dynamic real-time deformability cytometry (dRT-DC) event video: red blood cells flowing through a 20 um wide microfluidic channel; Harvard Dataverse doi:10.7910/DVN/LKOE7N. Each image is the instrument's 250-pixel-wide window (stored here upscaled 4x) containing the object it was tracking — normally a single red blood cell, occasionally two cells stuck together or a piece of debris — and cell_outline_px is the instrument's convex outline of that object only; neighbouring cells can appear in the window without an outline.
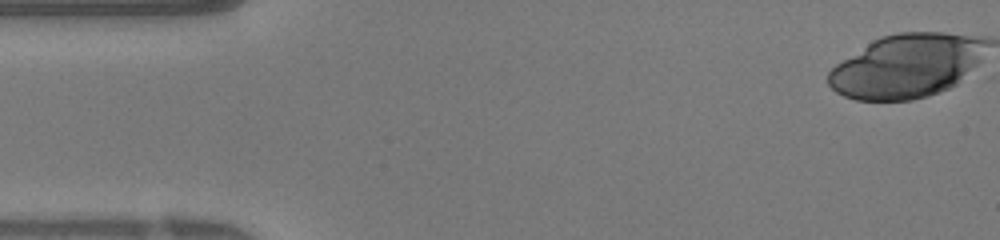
{"species": "human", "species_latin": "Homo sapiens", "temperature_condition": "warm", "stored_images_in_passage": 47, "camera_frame_rate_fps": 3000, "um_per_image_px": 0.085, "donor": {"sex": "female"}, "frame": {"image": 1, "passage_image": 1, "time_ms": 0.0, "image_size_px": [1000, 240], "cell_outline_px": [[976, 40], [960, 72], [944, 88], [936, 92], [924, 96], [908, 100], [860, 100], [848, 96], [832, 88], [828, 80], [828, 76], [832, 68], [876, 40], [888, 36], [912, 32], [932, 32], [960, 36]], "centroid_in_image_um": [76.67, 5.66], "position_along_channel_um": 8.3, "area_um2": 52.31}}
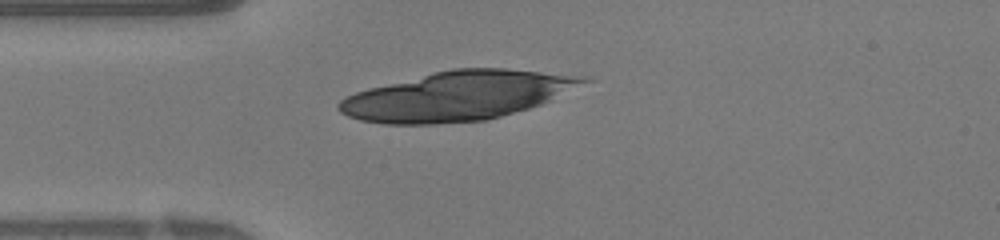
{"frame": {"image": 2, "passage_image": 12, "time_ms": 3.667, "image_size_px": [1000, 240], "cell_outline_px": [[580, 80], [536, 104], [524, 108], [496, 116], [476, 120], [412, 124], [400, 124], [364, 120], [352, 116], [344, 112], [340, 108], [340, 104], [348, 96], [372, 88], [440, 72], [460, 68], [492, 68], [532, 72]], "centroid_in_image_um": [38.59, 8.17], "position_along_channel_um": 46.4, "area_um2": 63.58}}